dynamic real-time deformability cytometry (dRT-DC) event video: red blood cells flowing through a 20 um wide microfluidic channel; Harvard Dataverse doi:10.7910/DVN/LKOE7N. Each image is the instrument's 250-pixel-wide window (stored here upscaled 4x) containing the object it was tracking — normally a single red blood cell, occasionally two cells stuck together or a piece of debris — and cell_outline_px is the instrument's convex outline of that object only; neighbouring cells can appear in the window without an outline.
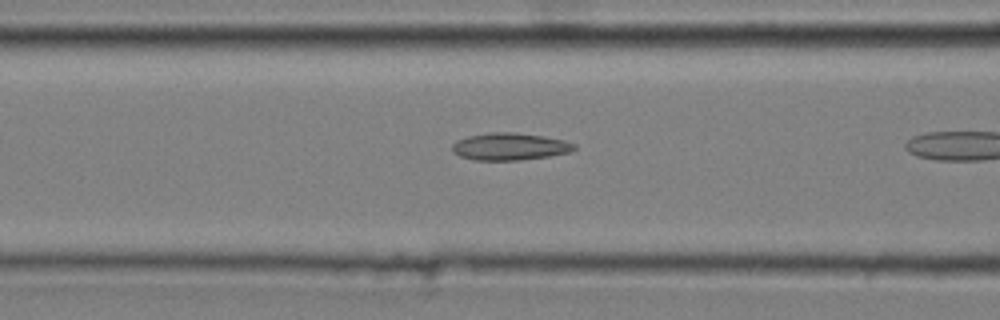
{"species": "common noctule bat (a hibernating species)", "species_latin": "Nyctalus noctula", "temperature_condition": "cold", "stored_images_in_passage": 11, "camera_frame_rate_fps": 3000, "um_per_image_px": 0.085, "animal": {"sex": "male", "body_mass_g": 20.4}, "frame": {"image": 1, "passage_image": 10, "time_ms": 3.0, "image_size_px": [1000, 320], "cell_outline_px": [[576, 148], [572, 152], [548, 156], [520, 160], [472, 160], [460, 156], [452, 152], [452, 144], [456, 140], [468, 136], [488, 132], [516, 132], [544, 136], [564, 140], [576, 144]], "centroid_in_image_um": [43.32, 12.45], "position_along_channel_um": 123.3, "area_um2": 19.59}}